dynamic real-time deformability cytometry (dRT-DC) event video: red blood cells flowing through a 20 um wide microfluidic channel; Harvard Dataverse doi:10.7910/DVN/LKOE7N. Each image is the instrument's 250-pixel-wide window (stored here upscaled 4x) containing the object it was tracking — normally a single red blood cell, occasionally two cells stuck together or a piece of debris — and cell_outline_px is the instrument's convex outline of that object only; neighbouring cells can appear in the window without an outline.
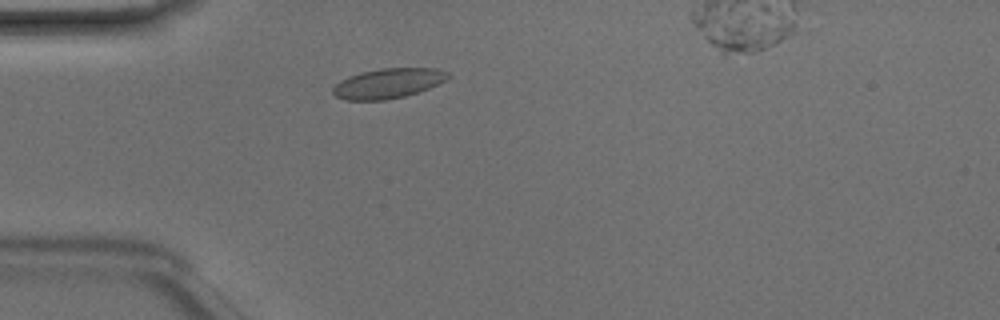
{"species": "Egyptian fruit bat (a non-hibernating species)", "species_latin": "Rousettus aegyptiacus", "temperature_condition": "room temperature", "stored_images_in_passage": 39, "camera_frame_rate_fps": 3000, "um_per_image_px": 0.085, "animal": {"sex": "male"}, "frame": {"image": 1, "passage_image": 7, "time_ms": 2.0, "image_size_px": [1000, 320], "cell_outline_px": [[452, 76], [428, 88], [404, 96], [388, 100], [344, 100], [336, 96], [332, 92], [332, 88], [340, 80], [348, 76], [360, 72], [380, 68], [436, 68], [452, 72]], "centroid_in_image_um": [32.98, 7.07], "position_along_channel_um": 52.0, "area_um2": 20.17}}
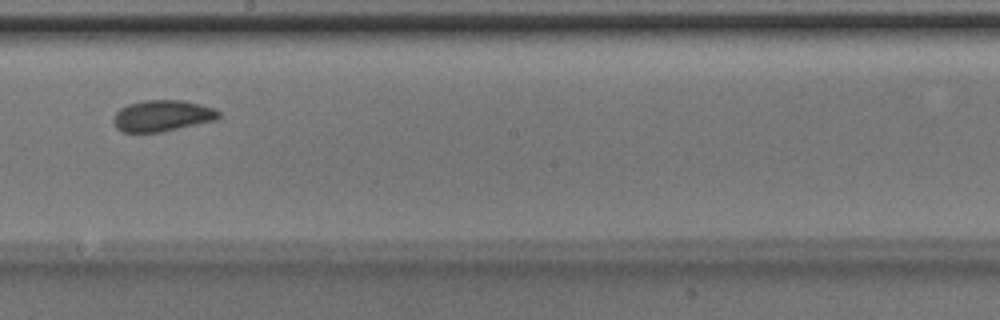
{"frame": {"image": 2, "passage_image": 21, "time_ms": 6.667, "image_size_px": [1000, 320], "cell_outline_px": [[220, 116], [216, 120], [160, 132], [124, 132], [116, 128], [112, 120], [112, 116], [120, 108], [128, 104], [140, 100], [184, 100], [200, 104], [212, 108], [220, 112]], "centroid_in_image_um": [13.75, 9.83], "position_along_channel_um": 234.4, "area_um2": 19.25}}
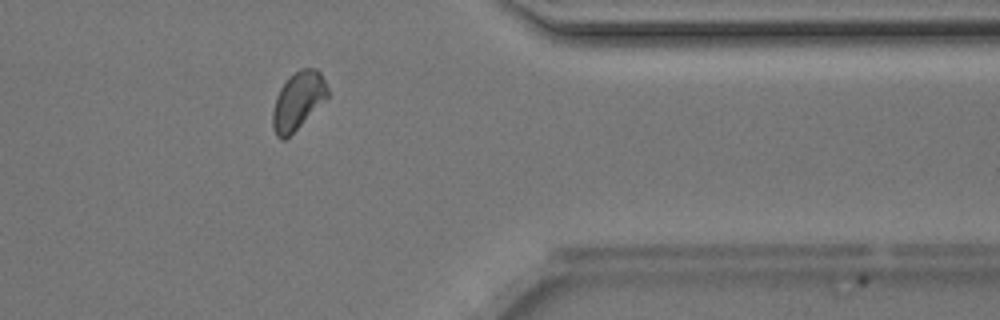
{"frame": {"image": 3, "passage_image": 33, "time_ms": 10.667, "image_size_px": [1000, 320], "cell_outline_px": [[328, 96], [284, 140], [280, 140], [276, 136], [272, 128], [272, 112], [276, 96], [280, 88], [300, 68], [316, 68], [320, 72], [328, 88]], "centroid_in_image_um": [25.3, 8.56], "position_along_channel_um": 386.1, "area_um2": 17.92}}